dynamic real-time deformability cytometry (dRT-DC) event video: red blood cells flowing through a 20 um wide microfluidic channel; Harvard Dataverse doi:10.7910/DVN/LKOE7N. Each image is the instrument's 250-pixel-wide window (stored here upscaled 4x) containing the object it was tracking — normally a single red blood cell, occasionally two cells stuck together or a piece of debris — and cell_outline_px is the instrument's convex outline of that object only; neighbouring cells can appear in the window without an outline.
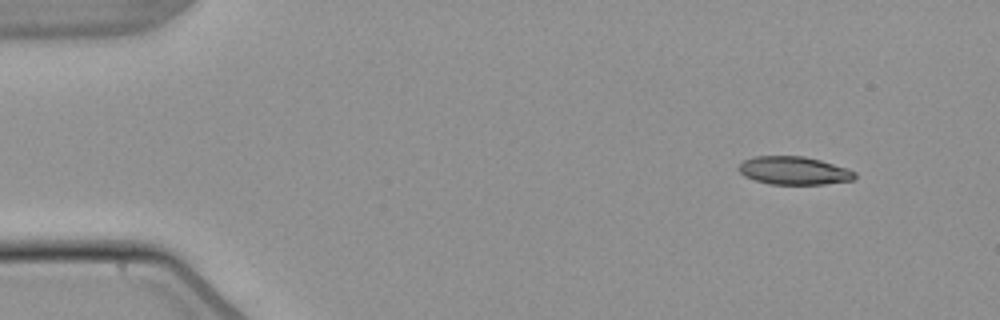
{"species": "common noctule bat (a hibernating species)", "species_latin": "Nyctalus noctula", "temperature_condition": "warm", "stored_images_in_passage": 49, "camera_frame_rate_fps": 3000, "um_per_image_px": 0.085, "animal": {"sex": "male", "body_mass_g": 21.5, "forearm_length_mm": 52.0}, "frame": {"image": 1, "passage_image": 1, "time_ms": 0.0, "image_size_px": [1000, 320], "cell_outline_px": [[856, 176], [852, 180], [824, 184], [772, 184], [756, 180], [744, 176], [736, 168], [744, 160], [756, 156], [804, 156], [820, 160], [856, 172]], "centroid_in_image_um": [67.45, 14.5], "position_along_channel_um": 17.5, "area_um2": 18.79}}
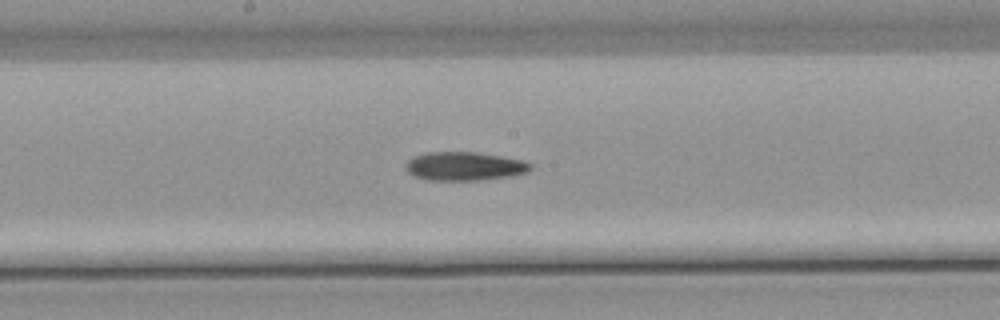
{"frame": {"image": 2, "passage_image": 24, "time_ms": 7.667, "image_size_px": [1000, 320], "cell_outline_px": [[532, 168], [528, 172], [512, 176], [476, 180], [428, 180], [416, 176], [408, 172], [404, 168], [408, 160], [416, 156], [428, 152], [476, 152], [524, 160], [532, 164]], "centroid_in_image_um": [39.51, 14.13], "position_along_channel_um": 208.7, "area_um2": 20.75}}
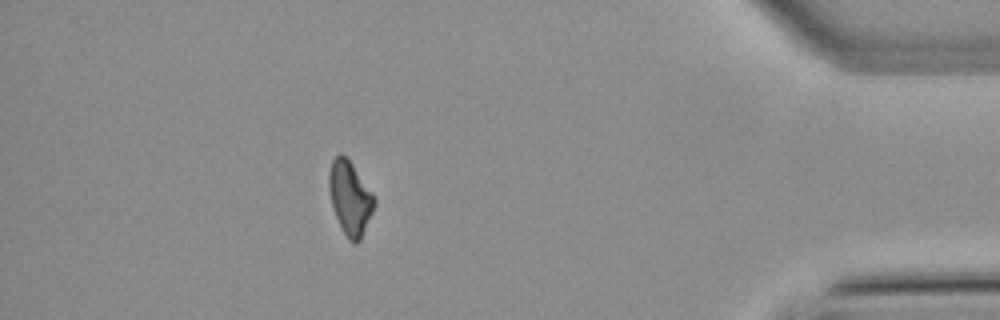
{"frame": {"image": 3, "passage_image": 43, "time_ms": 14.0, "image_size_px": [1000, 320], "cell_outline_px": [[376, 204], [360, 240], [356, 244], [352, 244], [348, 240], [340, 228], [332, 208], [328, 188], [328, 172], [332, 160], [340, 152], [352, 164], [372, 192], [376, 200]], "centroid_in_image_um": [29.73, 16.86], "position_along_channel_um": 405.5, "area_um2": 19.65}}